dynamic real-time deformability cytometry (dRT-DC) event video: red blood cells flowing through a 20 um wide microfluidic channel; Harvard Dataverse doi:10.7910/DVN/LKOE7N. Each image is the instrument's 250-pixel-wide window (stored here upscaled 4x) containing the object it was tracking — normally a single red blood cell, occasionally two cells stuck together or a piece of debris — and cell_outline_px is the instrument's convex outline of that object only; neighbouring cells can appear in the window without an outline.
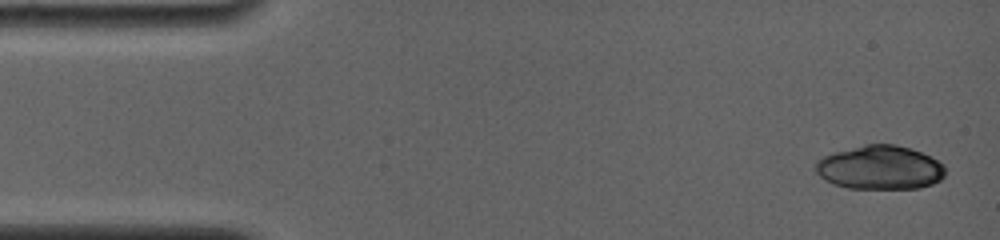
{"species": "common noctule bat (a hibernating species)", "species_latin": "Nyctalus noctula", "temperature_condition": "room temperature", "stored_images_in_passage": 27, "camera_frame_rate_fps": 4000, "um_per_image_px": 0.085, "animal": {"sex": "female", "body_mass_g": 19.0, "forearm_length_mm": 56.7}, "frame": {"image": 1, "passage_image": 3, "time_ms": 0.5, "image_size_px": [1000, 240], "cell_outline_px": [[944, 176], [940, 180], [932, 184], [920, 188], [848, 188], [832, 184], [824, 180], [816, 172], [816, 160], [824, 156], [836, 152], [864, 144], [892, 144], [912, 148], [944, 164]], "centroid_in_image_um": [74.79, 14.25], "position_along_channel_um": 10.2, "area_um2": 33.06}}